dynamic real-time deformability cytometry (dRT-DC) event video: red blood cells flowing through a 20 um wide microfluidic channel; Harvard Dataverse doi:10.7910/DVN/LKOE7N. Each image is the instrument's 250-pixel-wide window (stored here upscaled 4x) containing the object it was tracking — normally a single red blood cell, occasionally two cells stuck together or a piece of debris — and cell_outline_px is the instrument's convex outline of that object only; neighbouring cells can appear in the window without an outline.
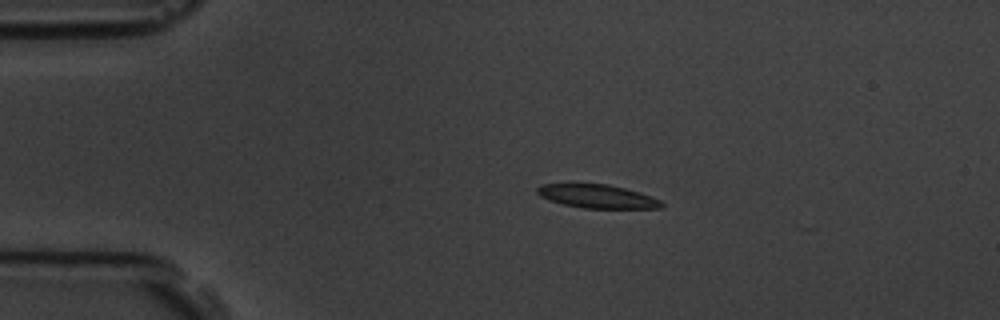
{"species": "common noctule bat (a hibernating species)", "species_latin": "Nyctalus noctula", "temperature_condition": "room temperature", "stored_images_in_passage": 2, "camera_frame_rate_fps": 3000, "um_per_image_px": 0.085, "animal": {"sex": "male", "body_mass_g": 19.5, "forearm_length_mm": 54.6}, "frame": {"image": 1, "passage_image": 1, "time_ms": 0.0, "image_size_px": [1000, 320], "cell_outline_px": [[664, 208], [584, 208], [564, 204], [548, 200], [540, 196], [536, 192], [536, 188], [540, 184], [608, 184], [640, 192], [652, 196], [660, 200], [664, 204]], "centroid_in_image_um": [50.78, 16.69], "position_along_channel_um": 34.2, "area_um2": 17.05}}